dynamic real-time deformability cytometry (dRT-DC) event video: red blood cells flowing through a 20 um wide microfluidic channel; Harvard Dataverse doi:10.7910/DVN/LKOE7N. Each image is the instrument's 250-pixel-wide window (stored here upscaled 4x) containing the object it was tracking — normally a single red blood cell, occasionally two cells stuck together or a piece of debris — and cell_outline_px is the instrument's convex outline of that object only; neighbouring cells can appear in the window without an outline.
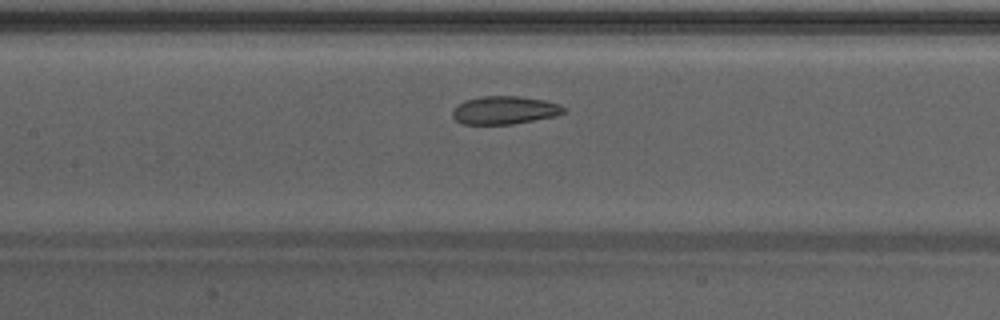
{"species": "Egyptian fruit bat (a non-hibernating species)", "species_latin": "Rousettus aegyptiacus", "temperature_condition": "warm", "stored_images_in_passage": 38, "camera_frame_rate_fps": 3000, "um_per_image_px": 0.085, "animal": {"sex": "male"}, "frame": {"image": 1, "passage_image": 13, "time_ms": 4.0, "image_size_px": [1000, 320], "cell_outline_px": [[568, 112], [556, 116], [512, 124], [460, 124], [452, 116], [452, 108], [456, 104], [464, 100], [480, 96], [520, 96], [544, 100], [560, 104], [568, 108]], "centroid_in_image_um": [42.9, 9.36], "position_along_channel_um": 164.5, "area_um2": 18.61}}
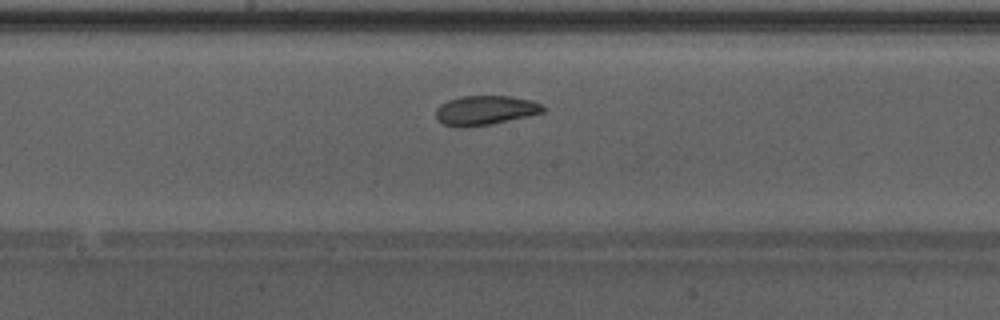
{"frame": {"image": 2, "passage_image": 16, "time_ms": 5.0, "image_size_px": [1000, 320], "cell_outline_px": [[544, 112], [492, 124], [464, 128], [444, 124], [436, 120], [436, 108], [440, 104], [448, 100], [460, 96], [512, 96], [532, 100], [540, 104], [544, 108]], "centroid_in_image_um": [41.21, 9.37], "position_along_channel_um": 207.0, "area_um2": 18.44}}
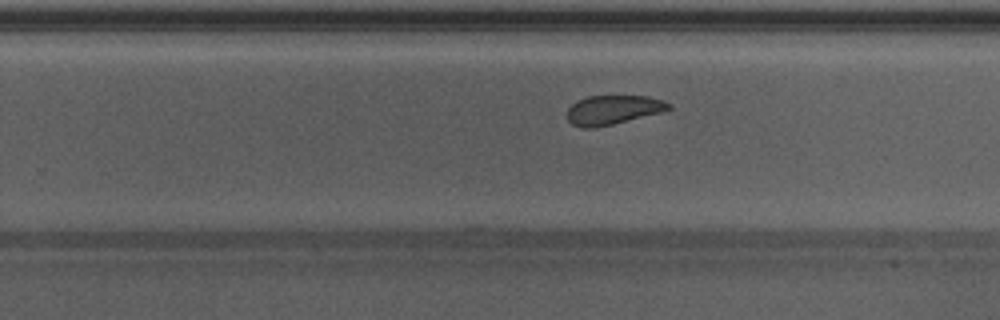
{"frame": {"image": 3, "passage_image": 21, "time_ms": 6.667, "image_size_px": [1000, 320], "cell_outline_px": [[672, 108], [664, 112], [612, 124], [592, 128], [580, 128], [572, 124], [568, 120], [568, 108], [576, 100], [588, 96], [648, 96], [664, 100], [672, 104]], "centroid_in_image_um": [52.14, 9.33], "position_along_channel_um": 277.7, "area_um2": 17.46}, "authors_computed_cell_mechanics": {"area_um2": 19.0162, "velocity_mm_per_s": 4.2596, "shape_relaxation_time_tau1_ms": 4.4333, "shape_relaxation_time_tau2_ms": 1.7055, "deformation_change_tau1": 0.0858, "deformation_change_tau2": 0.0615}}